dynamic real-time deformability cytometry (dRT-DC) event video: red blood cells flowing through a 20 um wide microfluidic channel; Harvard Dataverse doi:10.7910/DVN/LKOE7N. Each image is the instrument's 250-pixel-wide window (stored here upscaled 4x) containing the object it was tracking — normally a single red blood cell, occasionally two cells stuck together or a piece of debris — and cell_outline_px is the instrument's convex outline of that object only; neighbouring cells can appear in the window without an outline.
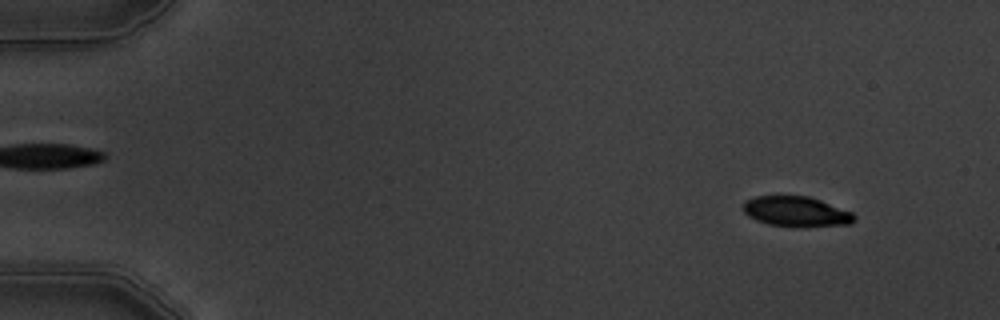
{"species": "common noctule bat (a hibernating species)", "species_latin": "Nyctalus noctula", "temperature_condition": "warm", "stored_images_in_passage": 5, "camera_frame_rate_fps": 3000, "um_per_image_px": 0.085, "animal": {"sex": "male", "body_mass_g": 19.5, "forearm_length_mm": 54.6}, "frame": {"image": 1, "passage_image": 1, "time_ms": 0.0, "image_size_px": [1000, 320], "cell_outline_px": [[856, 220], [852, 224], [804, 228], [800, 228], [768, 224], [756, 220], [748, 216], [744, 212], [744, 200], [756, 196], [808, 196], [820, 200], [852, 212], [856, 216]], "centroid_in_image_um": [67.71, 18.01], "position_along_channel_um": 17.3, "area_um2": 19.88}}
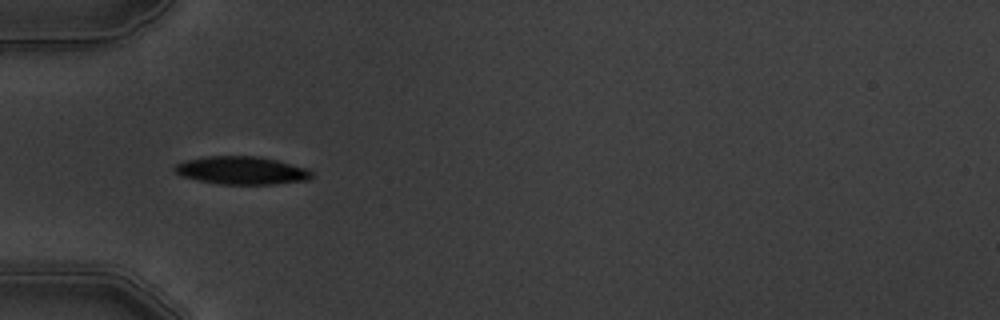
{"frame": {"image": 2, "passage_image": 4, "time_ms": 4.333, "image_size_px": [1000, 320], "cell_outline_px": [[312, 176], [308, 180], [272, 184], [216, 184], [180, 176], [172, 168], [176, 164], [188, 160], [208, 156], [256, 156], [276, 160], [308, 168], [312, 172]], "centroid_in_image_um": [20.53, 14.49], "position_along_channel_um": 64.5, "area_um2": 22.25}}